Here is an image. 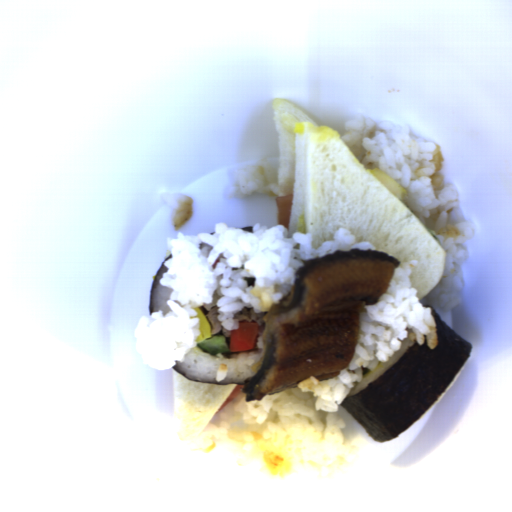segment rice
Masks as SVG:
<instances>
[{"mask_svg": "<svg viewBox=\"0 0 512 512\" xmlns=\"http://www.w3.org/2000/svg\"><path fill=\"white\" fill-rule=\"evenodd\" d=\"M270 311V310H269ZM268 312H256L253 307H246L235 314L239 322H256L258 339L253 350L241 353L208 354L197 345L189 350L183 360H175L173 366L190 379L203 382H217L215 373L220 364L227 365V377L218 382L245 383L254 377L264 354L262 336L265 328V318Z\"/></svg>", "mask_w": 512, "mask_h": 512, "instance_id": "rice-4", "label": "rice"}, {"mask_svg": "<svg viewBox=\"0 0 512 512\" xmlns=\"http://www.w3.org/2000/svg\"><path fill=\"white\" fill-rule=\"evenodd\" d=\"M162 197L170 210V224L176 231L193 213L191 197L180 193H166Z\"/></svg>", "mask_w": 512, "mask_h": 512, "instance_id": "rice-6", "label": "rice"}, {"mask_svg": "<svg viewBox=\"0 0 512 512\" xmlns=\"http://www.w3.org/2000/svg\"><path fill=\"white\" fill-rule=\"evenodd\" d=\"M276 170L266 158L250 165L234 168L230 183L226 185L228 198H248L252 192L271 196H285L276 184Z\"/></svg>", "mask_w": 512, "mask_h": 512, "instance_id": "rice-5", "label": "rice"}, {"mask_svg": "<svg viewBox=\"0 0 512 512\" xmlns=\"http://www.w3.org/2000/svg\"><path fill=\"white\" fill-rule=\"evenodd\" d=\"M414 342L415 341L411 340L408 334L406 338L403 340L399 350L392 355L389 362H378L374 369L362 375L361 380L355 383V385L352 387V389L349 391L346 397H351L354 394L362 392L367 384H369L370 382H372L373 380H375L376 378L390 370L398 362V360L407 352L408 348L414 344Z\"/></svg>", "mask_w": 512, "mask_h": 512, "instance_id": "rice-7", "label": "rice"}, {"mask_svg": "<svg viewBox=\"0 0 512 512\" xmlns=\"http://www.w3.org/2000/svg\"><path fill=\"white\" fill-rule=\"evenodd\" d=\"M166 272H168V268L165 265L158 274L152 291V313L161 310L164 316L171 311L167 302L170 300L172 294V288L161 284L159 281Z\"/></svg>", "mask_w": 512, "mask_h": 512, "instance_id": "rice-8", "label": "rice"}, {"mask_svg": "<svg viewBox=\"0 0 512 512\" xmlns=\"http://www.w3.org/2000/svg\"><path fill=\"white\" fill-rule=\"evenodd\" d=\"M227 373H228V368H227V365L225 364H220L217 368V371L215 373V380L218 382V381H222L224 378L227 377Z\"/></svg>", "mask_w": 512, "mask_h": 512, "instance_id": "rice-10", "label": "rice"}, {"mask_svg": "<svg viewBox=\"0 0 512 512\" xmlns=\"http://www.w3.org/2000/svg\"><path fill=\"white\" fill-rule=\"evenodd\" d=\"M333 241L313 247L310 235L277 224L273 228L253 226V232L217 223L214 234L177 233L166 238L171 257L164 265L159 283L171 288L166 304L170 311L157 310L144 315L134 330V348L141 362L154 369H168L183 361L197 346L200 321L196 307L213 301L216 291V316L227 330L239 329L238 312L252 307L269 312L295 285L299 268L337 250L374 249L368 242L357 243L354 235L336 230Z\"/></svg>", "mask_w": 512, "mask_h": 512, "instance_id": "rice-2", "label": "rice"}, {"mask_svg": "<svg viewBox=\"0 0 512 512\" xmlns=\"http://www.w3.org/2000/svg\"><path fill=\"white\" fill-rule=\"evenodd\" d=\"M343 144L366 169L378 168L406 192L405 205L437 237L445 270L426 300L444 313L460 304L462 273L469 243L477 230L463 214L453 180L443 178L444 156L438 143L411 127L357 114L344 123Z\"/></svg>", "mask_w": 512, "mask_h": 512, "instance_id": "rice-3", "label": "rice"}, {"mask_svg": "<svg viewBox=\"0 0 512 512\" xmlns=\"http://www.w3.org/2000/svg\"><path fill=\"white\" fill-rule=\"evenodd\" d=\"M231 332H232V329H226V328H222L221 332L219 335H223L224 336V339H225V342L227 344V347L228 349L231 351V346H230V338H231Z\"/></svg>", "mask_w": 512, "mask_h": 512, "instance_id": "rice-11", "label": "rice"}, {"mask_svg": "<svg viewBox=\"0 0 512 512\" xmlns=\"http://www.w3.org/2000/svg\"><path fill=\"white\" fill-rule=\"evenodd\" d=\"M221 298V294L218 289L214 292L212 301L209 303H203L201 306H197L205 316L213 307L217 306V301Z\"/></svg>", "mask_w": 512, "mask_h": 512, "instance_id": "rice-9", "label": "rice"}, {"mask_svg": "<svg viewBox=\"0 0 512 512\" xmlns=\"http://www.w3.org/2000/svg\"><path fill=\"white\" fill-rule=\"evenodd\" d=\"M414 260L400 263L377 303L365 306L353 356L345 370L319 381L308 377L297 387L247 401L243 391L217 411L197 437V450L223 448L234 458L261 455L274 475H286L302 463L333 466L347 460L345 423L339 408L362 380L363 369L389 363L404 340L437 347L431 307H424L411 282Z\"/></svg>", "mask_w": 512, "mask_h": 512, "instance_id": "rice-1", "label": "rice"}]
</instances>
